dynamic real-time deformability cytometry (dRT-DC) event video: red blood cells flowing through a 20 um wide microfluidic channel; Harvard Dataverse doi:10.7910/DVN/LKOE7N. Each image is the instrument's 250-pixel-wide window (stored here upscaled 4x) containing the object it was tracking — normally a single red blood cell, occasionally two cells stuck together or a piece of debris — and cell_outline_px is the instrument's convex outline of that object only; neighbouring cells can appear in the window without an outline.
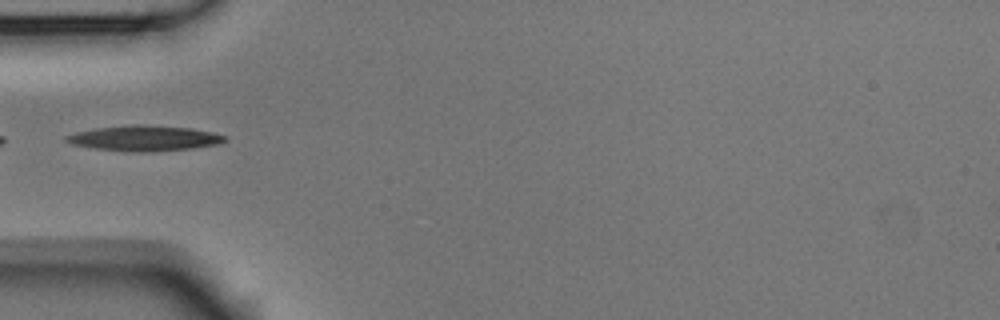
{"species": "Egyptian fruit bat (a non-hibernating species)", "species_latin": "Rousettus aegyptiacus", "temperature_condition": "room temperature", "stored_images_in_passage": 2, "camera_frame_rate_fps": 3000, "um_per_image_px": 0.085, "animal": {"sex": "male"}, "frame": {"image": 1, "passage_image": 1, "time_ms": 0.0, "image_size_px": [1000, 320], "cell_outline_px": [[228, 140], [220, 144], [192, 148], [152, 152], [128, 152], [96, 148], [72, 144], [64, 140], [64, 136], [76, 132], [96, 128], [132, 124], [144, 124], [192, 128], [212, 132], [228, 136]], "centroid_in_image_um": [12.31, 11.75], "position_along_channel_um": 72.7, "area_um2": 23.76}}
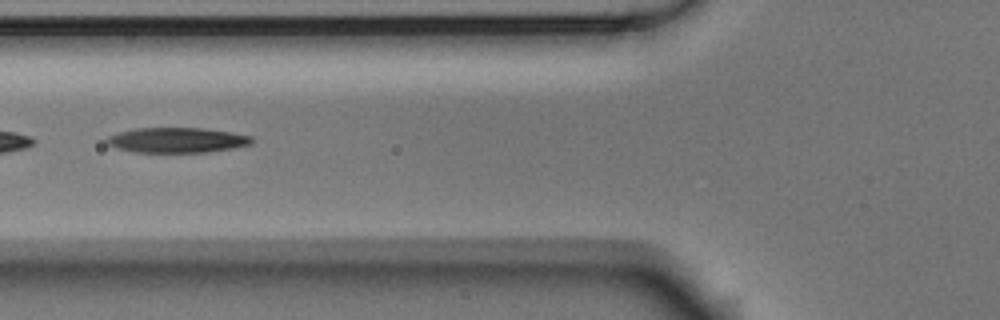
{"frame": {"image": 2, "passage_image": 2, "time_ms": 0.333, "image_size_px": [1000, 320], "cell_outline_px": [[256, 140], [252, 144], [236, 148], [208, 152], [136, 152], [116, 148], [108, 144], [104, 140], [108, 136], [120, 132], [136, 128], [200, 128], [232, 132], [252, 136]], "centroid_in_image_um": [15.1, 11.91], "position_along_channel_um": 110.7, "area_um2": 21.39}}